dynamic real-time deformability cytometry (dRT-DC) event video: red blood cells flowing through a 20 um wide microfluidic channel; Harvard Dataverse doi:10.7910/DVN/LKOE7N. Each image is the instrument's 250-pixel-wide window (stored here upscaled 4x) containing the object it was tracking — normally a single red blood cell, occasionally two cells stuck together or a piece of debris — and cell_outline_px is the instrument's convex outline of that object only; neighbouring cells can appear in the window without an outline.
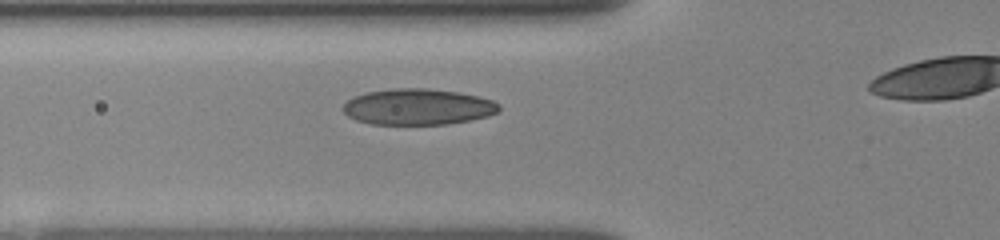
{"species": "human", "species_latin": "Homo sapiens", "temperature_condition": "room temperature", "stored_images_in_passage": 10, "segment_of_instrument_passage": [1, 2], "camera_frame_rate_fps": 3000, "um_per_image_px": 0.085, "donor": {"sex": "female"}, "frame": {"image": 1, "passage_image": 4, "time_ms": 1.333, "image_size_px": [1000, 240], "cell_outline_px": [[500, 108], [496, 112], [488, 116], [448, 124], [372, 124], [356, 120], [348, 116], [340, 108], [348, 100], [356, 96], [368, 92], [392, 88], [428, 88], [456, 92], [480, 96], [492, 100], [500, 104]], "centroid_in_image_um": [35.51, 9.08], "position_along_channel_um": 90.3, "area_um2": 32.71}}
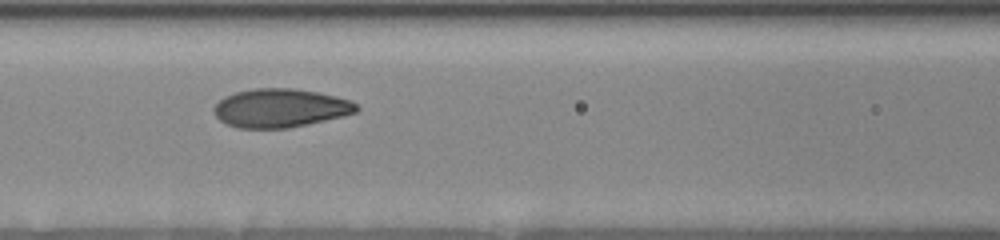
{"frame": {"image": 2, "passage_image": 7, "time_ms": 2.667, "image_size_px": [1000, 240], "cell_outline_px": [[360, 108], [356, 112], [344, 116], [308, 124], [288, 128], [236, 128], [220, 120], [216, 116], [212, 108], [224, 96], [236, 92], [256, 88], [292, 88], [316, 92], [336, 96], [352, 100]], "centroid_in_image_um": [23.84, 9.18], "position_along_channel_um": 142.8, "area_um2": 32.14}}
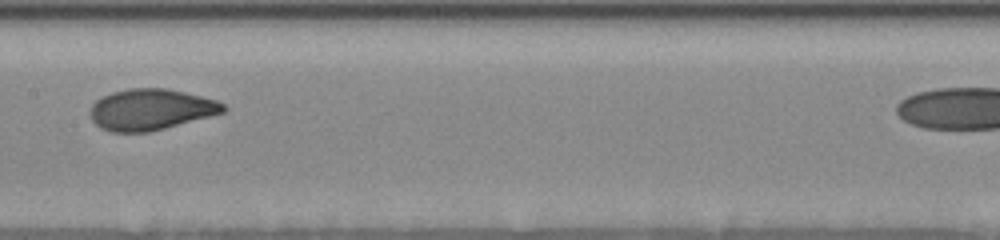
{"frame": {"image": 3, "passage_image": 9, "time_ms": 4.0, "image_size_px": [1000, 240], "cell_outline_px": [[228, 108], [224, 112], [164, 128], [148, 132], [112, 132], [100, 128], [92, 120], [88, 112], [92, 104], [96, 100], [112, 92], [128, 88], [168, 88], [216, 100], [224, 104]], "centroid_in_image_um": [12.78, 9.3], "position_along_channel_um": 194.6, "area_um2": 31.79}}